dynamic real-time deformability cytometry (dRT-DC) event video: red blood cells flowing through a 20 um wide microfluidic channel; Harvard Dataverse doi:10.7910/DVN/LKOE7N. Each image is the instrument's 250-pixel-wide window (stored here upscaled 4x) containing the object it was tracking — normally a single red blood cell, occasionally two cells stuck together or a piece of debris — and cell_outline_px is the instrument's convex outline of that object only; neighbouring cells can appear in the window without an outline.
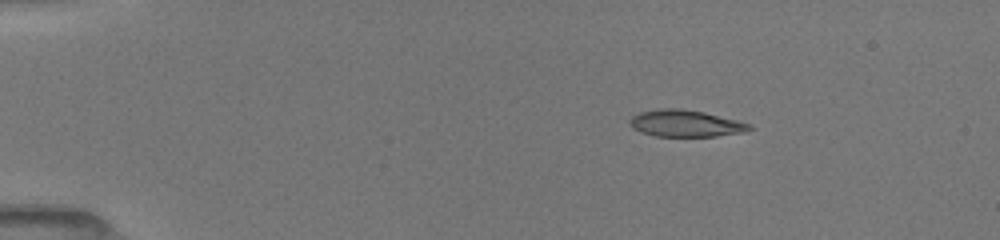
{"species": "common noctule bat (a hibernating species)", "species_latin": "Nyctalus noctula", "temperature_condition": "room temperature", "stored_images_in_passage": 13, "camera_frame_rate_fps": 3000, "um_per_image_px": 0.085, "animal": {"sex": "female", "body_mass_g": 19.5, "forearm_length_mm": 54.1}, "frame": {"image": 1, "passage_image": 3, "time_ms": 2.333, "image_size_px": [1000, 240], "cell_outline_px": [[752, 128], [744, 132], [716, 136], [656, 136], [640, 132], [632, 128], [628, 124], [628, 120], [632, 116], [640, 112], [660, 108], [680, 108], [704, 112], [752, 124]], "centroid_in_image_um": [58.23, 10.49], "position_along_channel_um": 26.8, "area_um2": 18.73}}
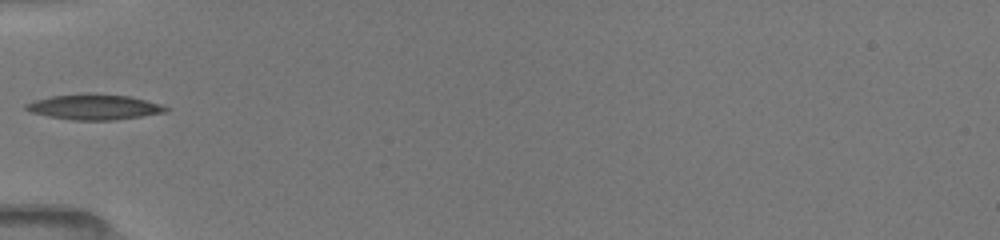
{"frame": {"image": 2, "passage_image": 9, "time_ms": 5.667, "image_size_px": [1000, 240], "cell_outline_px": [[172, 108], [168, 112], [116, 120], [72, 120], [48, 116], [32, 112], [24, 108], [24, 104], [36, 100], [52, 96], [92, 92], [128, 96], [160, 104]], "centroid_in_image_um": [8.04, 9.09], "position_along_channel_um": 77.0, "area_um2": 20.81}}
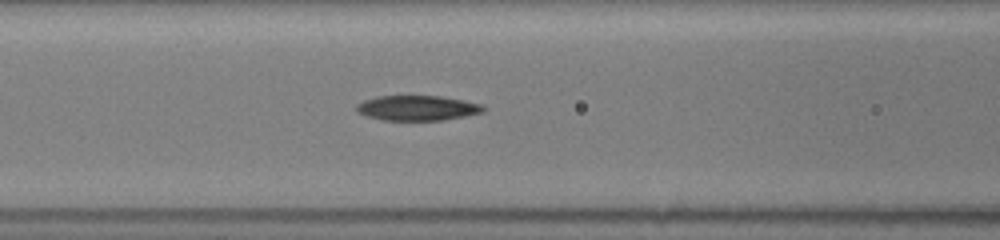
{"frame": {"image": 3, "passage_image": 12, "time_ms": 7.0, "image_size_px": [1000, 240], "cell_outline_px": [[488, 108], [484, 112], [444, 120], [380, 120], [356, 112], [356, 104], [364, 100], [376, 96], [440, 96], [464, 100], [484, 104]], "centroid_in_image_um": [35.51, 9.18], "position_along_channel_um": 131.1, "area_um2": 18.73}}